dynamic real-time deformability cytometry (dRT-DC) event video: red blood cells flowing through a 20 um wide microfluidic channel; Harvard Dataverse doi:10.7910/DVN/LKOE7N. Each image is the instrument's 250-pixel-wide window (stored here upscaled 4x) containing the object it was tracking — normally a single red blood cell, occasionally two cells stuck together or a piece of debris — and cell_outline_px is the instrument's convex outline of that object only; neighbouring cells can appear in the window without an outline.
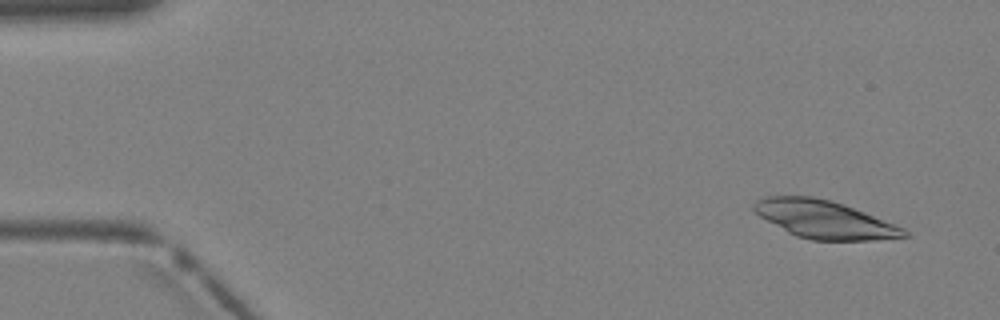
{"species": "Egyptian fruit bat (a non-hibernating species)", "species_latin": "Rousettus aegyptiacus", "temperature_condition": "warm", "stored_images_in_passage": 3, "camera_frame_rate_fps": 3000, "um_per_image_px": 0.085, "animal": {"sex": "female"}, "frame": {"image": 1, "passage_image": 1, "time_ms": 0.0, "image_size_px": [1000, 320], "cell_outline_px": [[908, 236], [872, 240], [812, 240], [796, 236], [788, 232], [760, 216], [752, 208], [752, 204], [756, 200], [764, 196], [812, 196], [832, 200], [844, 204], [904, 228], [908, 232]], "centroid_in_image_um": [70.04, 18.64], "position_along_channel_um": 15.0, "area_um2": 32.89}}